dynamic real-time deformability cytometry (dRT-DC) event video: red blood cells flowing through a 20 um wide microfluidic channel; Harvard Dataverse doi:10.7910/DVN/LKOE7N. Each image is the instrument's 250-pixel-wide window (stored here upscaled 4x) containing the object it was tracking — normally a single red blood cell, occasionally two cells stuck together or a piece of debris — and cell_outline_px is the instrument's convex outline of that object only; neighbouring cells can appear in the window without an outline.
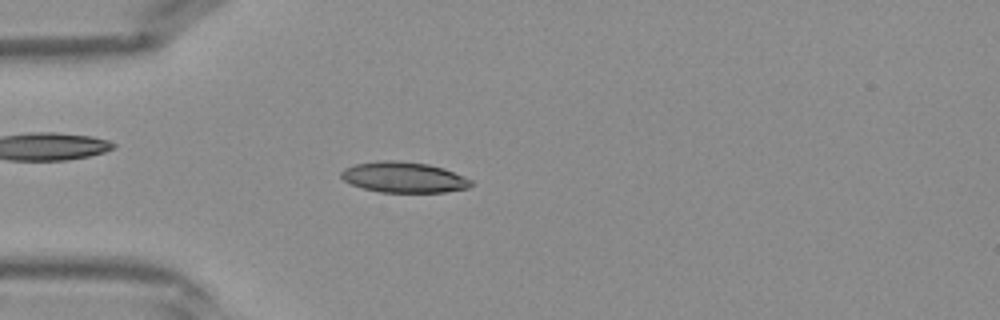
{"species": "Egyptian fruit bat (a non-hibernating species)", "species_latin": "Rousettus aegyptiacus", "temperature_condition": "warm", "stored_images_in_passage": 40, "camera_frame_rate_fps": 3000, "um_per_image_px": 0.085, "frame": {"image": 1, "passage_image": 11, "time_ms": 3.333, "image_size_px": [1000, 320], "cell_outline_px": [[472, 184], [468, 188], [444, 192], [380, 192], [364, 188], [352, 184], [344, 180], [340, 176], [340, 172], [344, 168], [356, 164], [376, 160], [400, 160], [428, 164], [444, 168], [464, 176], [472, 180]], "centroid_in_image_um": [34.32, 15.05], "position_along_channel_um": 50.7, "area_um2": 23.29}}
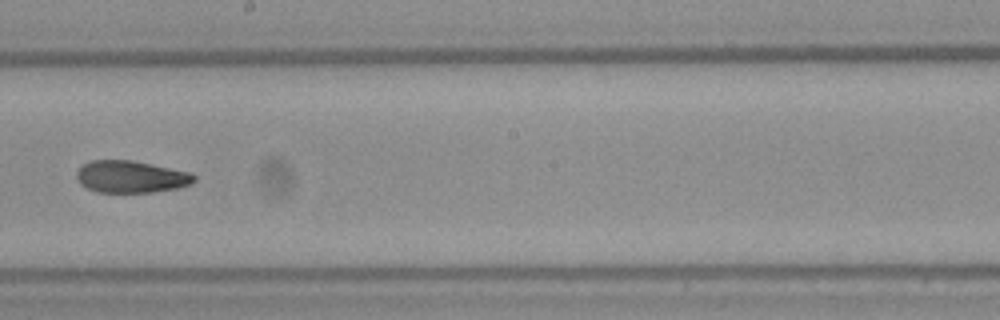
{"frame": {"image": 2, "passage_image": 23, "time_ms": 7.333, "image_size_px": [1000, 320], "cell_outline_px": [[196, 180], [192, 184], [180, 188], [152, 192], [96, 192], [80, 184], [76, 176], [76, 172], [84, 164], [92, 160], [132, 160], [192, 172], [196, 176]], "centroid_in_image_um": [11.18, 15.02], "position_along_channel_um": 237.0, "area_um2": 22.14}}
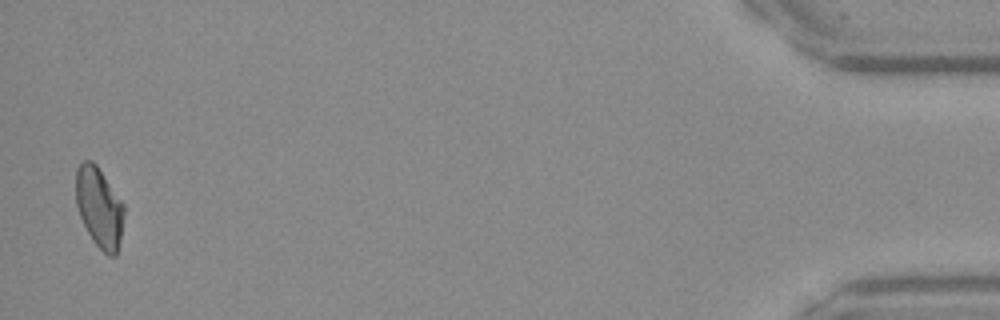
{"frame": {"image": 3, "passage_image": 40, "time_ms": 13.0, "image_size_px": [1000, 320], "cell_outline_px": [[124, 212], [120, 240], [116, 256], [108, 256], [92, 240], [80, 216], [76, 204], [76, 168], [84, 160], [92, 160], [96, 164], [124, 204]], "centroid_in_image_um": [8.43, 17.62], "position_along_channel_um": 426.8, "area_um2": 22.37}}